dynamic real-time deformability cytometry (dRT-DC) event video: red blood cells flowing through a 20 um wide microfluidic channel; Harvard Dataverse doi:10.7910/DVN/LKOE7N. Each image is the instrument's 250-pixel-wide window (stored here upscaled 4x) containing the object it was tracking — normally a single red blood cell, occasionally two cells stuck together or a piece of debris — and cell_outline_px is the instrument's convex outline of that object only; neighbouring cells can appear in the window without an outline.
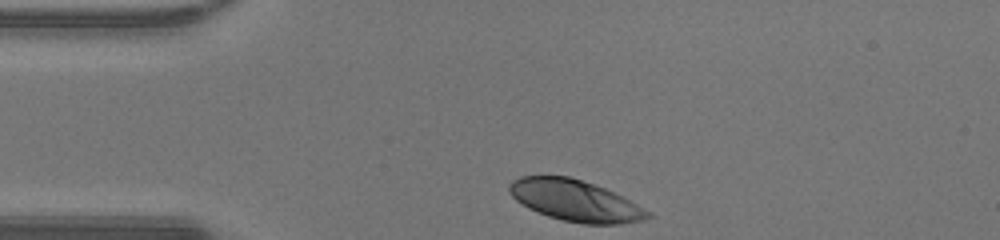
{"species": "human", "species_latin": "Homo sapiens", "temperature_condition": "warm", "stored_images_in_passage": 29, "camera_frame_rate_fps": 3000, "um_per_image_px": 0.085, "donor": {"sex": "male"}, "frame": {"image": 1, "passage_image": 1, "time_ms": 0.0, "image_size_px": [1000, 240], "cell_outline_px": [[652, 216], [644, 220], [620, 224], [584, 224], [564, 220], [548, 216], [528, 208], [516, 200], [508, 192], [508, 184], [512, 180], [520, 176], [568, 176], [604, 188], [652, 212]], "centroid_in_image_um": [48.87, 17.06], "position_along_channel_um": 36.1, "area_um2": 33.0}}
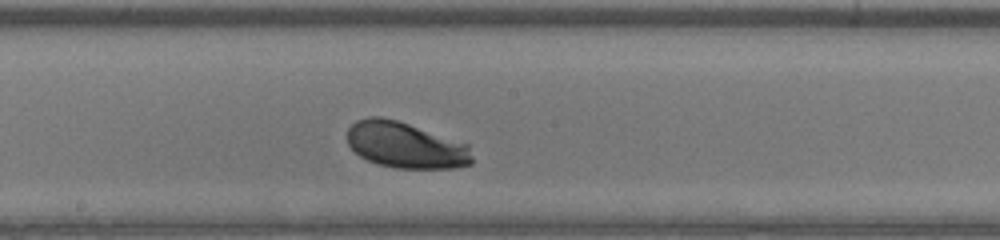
{"frame": {"image": 2, "passage_image": 16, "time_ms": 5.0, "image_size_px": [1000, 240], "cell_outline_px": [[472, 164], [456, 168], [396, 168], [376, 164], [360, 156], [348, 144], [348, 128], [356, 120], [368, 116], [380, 116], [396, 120], [468, 144], [472, 156]], "centroid_in_image_um": [34.46, 12.34], "position_along_channel_um": 213.7, "area_um2": 33.41}}
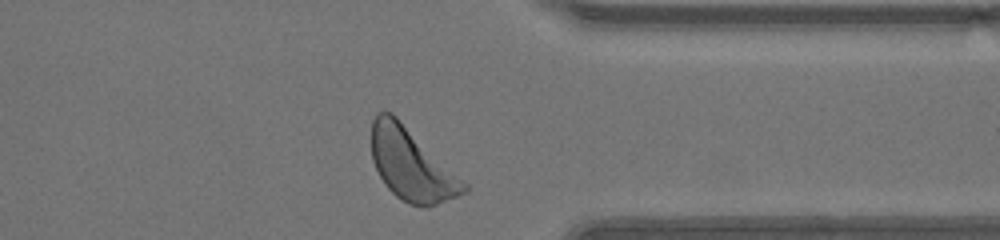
{"frame": {"image": 3, "passage_image": 28, "time_ms": 9.0, "image_size_px": [1000, 240], "cell_outline_px": [[468, 192], [428, 208], [424, 208], [408, 204], [396, 196], [384, 184], [372, 160], [372, 120], [376, 112], [392, 112], [468, 184]], "centroid_in_image_um": [34.98, 14.01], "position_along_channel_um": 376.4, "area_um2": 38.78}, "authors_computed_cell_mechanics": {"area_um2": 33.8708, "velocity_mm_per_s": 4.257, "shape_relaxation_time_tau1_ms": 1.2279, "shape_relaxation_time_tau2_ms": null, "deformation_change_tau1": 0.133, "deformation_change_tau2": null}}